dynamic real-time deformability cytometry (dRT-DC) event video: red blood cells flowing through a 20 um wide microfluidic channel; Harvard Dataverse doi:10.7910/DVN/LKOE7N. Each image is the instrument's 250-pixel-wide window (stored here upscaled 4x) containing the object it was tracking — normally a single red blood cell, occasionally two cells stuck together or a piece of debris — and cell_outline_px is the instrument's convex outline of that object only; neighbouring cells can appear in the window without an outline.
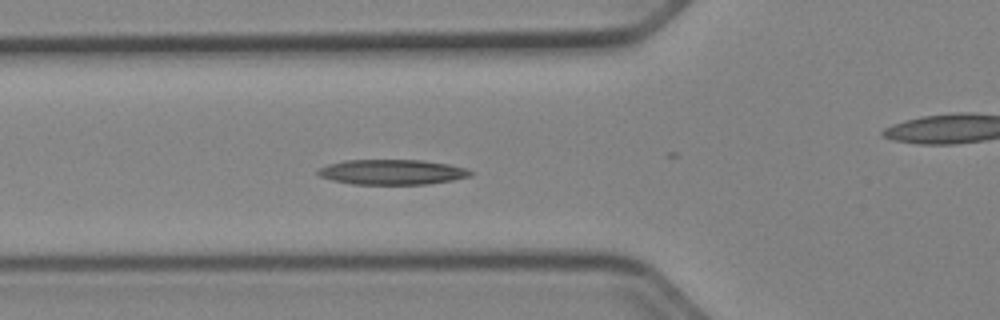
{"species": "Egyptian fruit bat (a non-hibernating species)", "species_latin": "Rousettus aegyptiacus", "temperature_condition": "cold", "stored_images_in_passage": 37, "camera_frame_rate_fps": 3000, "um_per_image_px": 0.085, "animal": {"sex": "female"}, "frame": {"image": 1, "passage_image": 3, "time_ms": 0.667, "image_size_px": [1000, 320], "cell_outline_px": [[476, 172], [472, 176], [452, 180], [428, 184], [352, 184], [332, 180], [320, 176], [316, 172], [320, 168], [328, 164], [344, 160], [420, 160], [448, 164], [468, 168]], "centroid_in_image_um": [33.37, 14.62], "position_along_channel_um": 92.4, "area_um2": 22.43}}
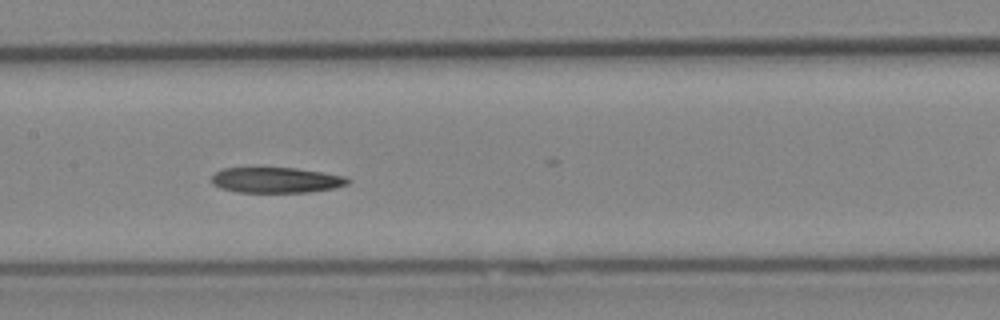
{"frame": {"image": 2, "passage_image": 10, "time_ms": 3.0, "image_size_px": [1000, 320], "cell_outline_px": [[352, 180], [348, 184], [336, 188], [308, 192], [236, 192], [220, 188], [212, 184], [212, 176], [216, 172], [224, 168], [296, 168], [324, 172], [344, 176]], "centroid_in_image_um": [23.5, 15.31], "position_along_channel_um": 183.9, "area_um2": 20.35}}
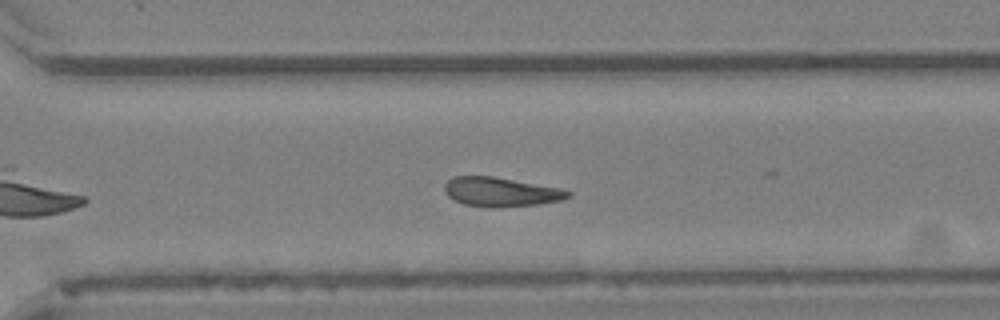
{"frame": {"image": 3, "passage_image": 21, "time_ms": 6.667, "image_size_px": [1000, 320], "cell_outline_px": [[572, 196], [564, 200], [536, 204], [492, 208], [464, 204], [448, 196], [444, 192], [444, 184], [452, 176], [492, 176], [560, 188], [572, 192]], "centroid_in_image_um": [42.57, 16.31], "position_along_channel_um": 328.0, "area_um2": 21.04}, "authors_computed_cell_mechanics": {"area_um2": 21.5016, "velocity_mm_per_s": 3.9297, "shape_relaxation_time_tau1_ms": 7.3978, "shape_relaxation_time_tau2_ms": null, "deformation_change_tau1": 0.1651, "deformation_change_tau2": null}}